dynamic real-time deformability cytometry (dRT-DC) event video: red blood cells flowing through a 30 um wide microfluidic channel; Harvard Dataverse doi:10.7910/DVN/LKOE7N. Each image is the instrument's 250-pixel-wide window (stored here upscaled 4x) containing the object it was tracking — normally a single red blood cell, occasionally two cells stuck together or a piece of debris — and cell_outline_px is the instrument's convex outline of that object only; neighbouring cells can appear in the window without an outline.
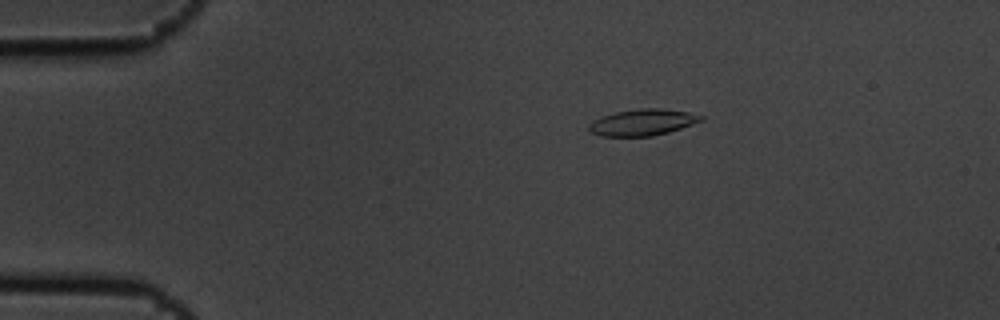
{"species": "common noctule bat (a hibernating species)", "species_latin": "Nyctalus noctula", "temperature_condition": "cold", "stored_images_in_passage": 6, "camera_frame_rate_fps": 3000, "um_per_image_px": 0.085, "animal": {"sex": "male", "body_mass_g": 19.5, "forearm_length_mm": 54.6}, "frame": {"image": 1, "passage_image": 3, "time_ms": 0.667, "image_size_px": [1000, 320], "cell_outline_px": [[704, 120], [668, 132], [652, 136], [600, 136], [592, 132], [588, 128], [588, 124], [592, 120], [600, 116], [616, 112], [640, 108], [660, 108], [688, 112], [704, 116]], "centroid_in_image_um": [54.6, 10.39], "position_along_channel_um": 30.4, "area_um2": 17.22}}
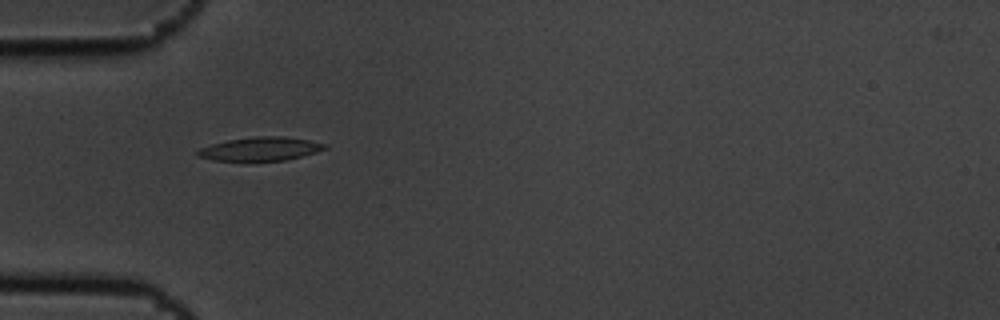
{"frame": {"image": 2, "passage_image": 5, "time_ms": 1.333, "image_size_px": [1000, 320], "cell_outline_px": [[328, 148], [316, 152], [284, 160], [212, 160], [196, 156], [196, 152], [200, 148], [212, 144], [228, 140], [256, 136], [280, 136], [308, 140], [324, 144]], "centroid_in_image_um": [22.09, 12.65], "position_along_channel_um": 62.9, "area_um2": 17.11}}
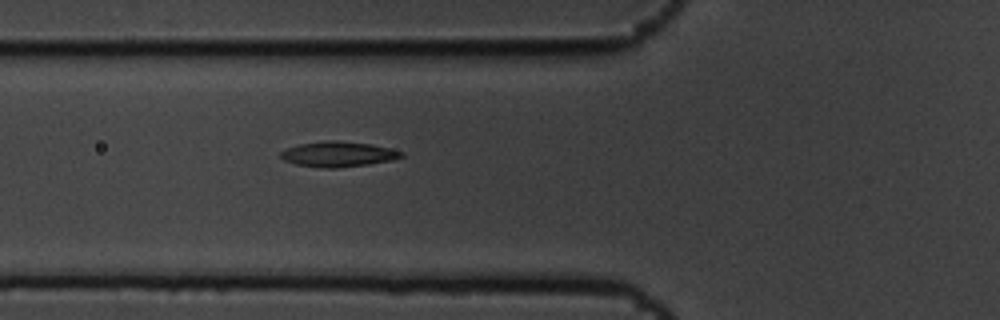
{"frame": {"image": 3, "passage_image": 6, "time_ms": 1.667, "image_size_px": [1000, 320], "cell_outline_px": [[404, 156], [392, 160], [368, 164], [336, 168], [320, 168], [296, 164], [284, 160], [280, 156], [280, 152], [288, 148], [300, 144], [324, 140], [336, 140], [372, 144], [404, 152]], "centroid_in_image_um": [28.75, 13.1], "position_along_channel_um": 97.1, "area_um2": 17.74}}